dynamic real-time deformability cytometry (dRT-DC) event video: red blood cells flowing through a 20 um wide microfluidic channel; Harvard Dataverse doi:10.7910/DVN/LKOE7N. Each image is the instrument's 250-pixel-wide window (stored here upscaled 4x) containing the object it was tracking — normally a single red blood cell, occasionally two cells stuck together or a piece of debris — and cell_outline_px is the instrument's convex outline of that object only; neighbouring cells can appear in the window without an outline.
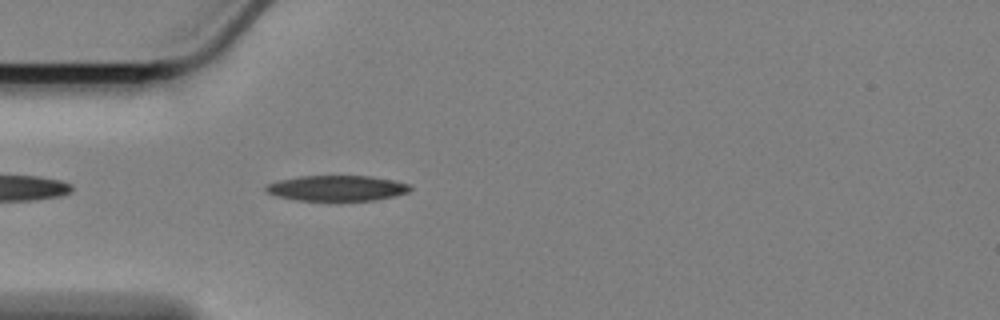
{"species": "Egyptian fruit bat (a non-hibernating species)", "species_latin": "Rousettus aegyptiacus", "temperature_condition": "cold", "stored_images_in_passage": 15, "camera_frame_rate_fps": 3000, "um_per_image_px": 0.085, "animal": {"sex": "female"}, "frame": {"image": 1, "passage_image": 1, "time_ms": 0.0, "image_size_px": [1000, 320], "cell_outline_px": [[412, 188], [408, 192], [396, 196], [376, 200], [296, 200], [276, 196], [268, 192], [264, 188], [268, 184], [276, 180], [300, 176], [372, 176], [392, 180], [408, 184]], "centroid_in_image_um": [28.63, 15.99], "position_along_channel_um": 56.4, "area_um2": 21.39}}
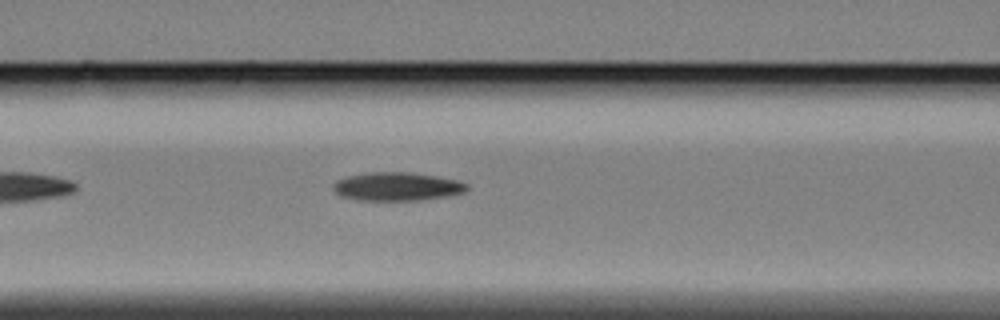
{"frame": {"image": 2, "passage_image": 8, "time_ms": 2.333, "image_size_px": [1000, 320], "cell_outline_px": [[468, 188], [464, 192], [448, 196], [420, 200], [356, 200], [340, 196], [332, 188], [332, 184], [336, 180], [344, 176], [368, 172], [408, 172], [436, 176], [460, 180], [468, 184]], "centroid_in_image_um": [33.72, 15.85], "position_along_channel_um": 132.9, "area_um2": 22.43}}
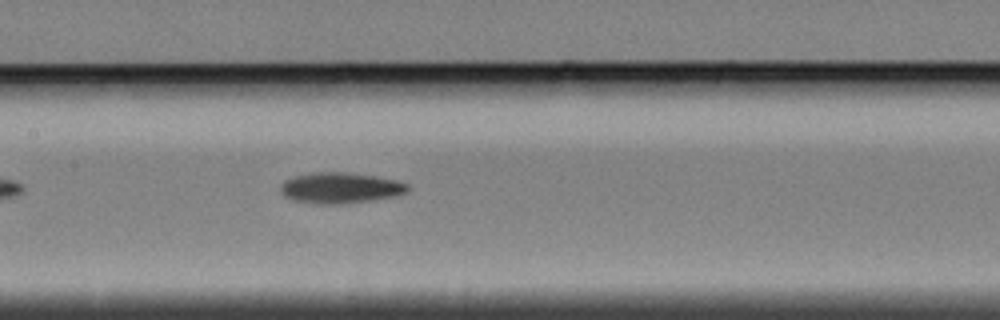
{"frame": {"image": 3, "passage_image": 12, "time_ms": 3.667, "image_size_px": [1000, 320], "cell_outline_px": [[408, 192], [396, 196], [344, 204], [316, 204], [292, 200], [284, 196], [280, 192], [280, 184], [284, 180], [292, 176], [312, 172], [348, 172], [396, 180], [408, 184]], "centroid_in_image_um": [28.87, 15.97], "position_along_channel_um": 178.5, "area_um2": 23.06}}